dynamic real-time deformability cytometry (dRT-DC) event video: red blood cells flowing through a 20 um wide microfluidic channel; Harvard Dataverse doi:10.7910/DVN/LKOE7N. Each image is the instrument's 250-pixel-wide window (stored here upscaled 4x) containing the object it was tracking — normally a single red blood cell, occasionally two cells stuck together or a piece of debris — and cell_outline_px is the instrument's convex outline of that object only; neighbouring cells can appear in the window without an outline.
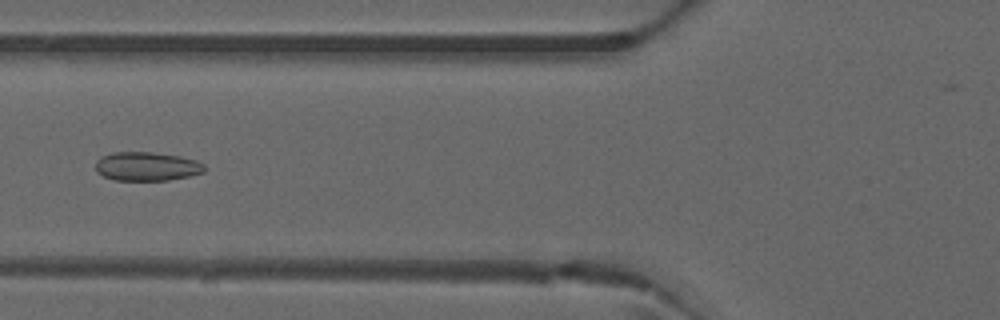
{"species": "common noctule bat (a hibernating species)", "species_latin": "Nyctalus noctula", "temperature_condition": "warm", "stored_images_in_passage": 27, "camera_frame_rate_fps": 3000, "um_per_image_px": 0.085, "animal": {"sex": "male", "forearm_length_mm": 52.5}, "frame": {"image": 1, "passage_image": 17, "time_ms": 5.333, "image_size_px": [1000, 320], "cell_outline_px": [[204, 172], [188, 176], [168, 180], [116, 180], [104, 176], [96, 172], [96, 160], [100, 156], [112, 152], [152, 152], [180, 156], [196, 160], [204, 164]], "centroid_in_image_um": [12.45, 14.13], "position_along_channel_um": 113.3, "area_um2": 18.32}}
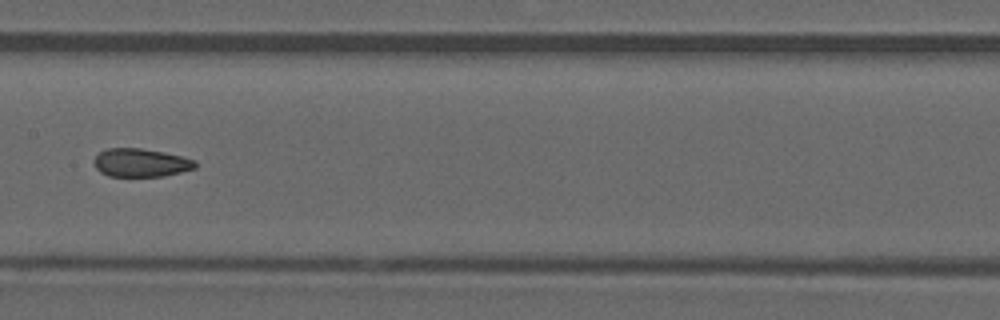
{"frame": {"image": 2, "passage_image": 23, "time_ms": 7.333, "image_size_px": [1000, 320], "cell_outline_px": [[196, 168], [164, 176], [108, 176], [100, 172], [96, 168], [92, 160], [100, 152], [108, 148], [140, 148], [164, 152], [196, 160]], "centroid_in_image_um": [11.95, 13.83], "position_along_channel_um": 195.4, "area_um2": 16.7}}
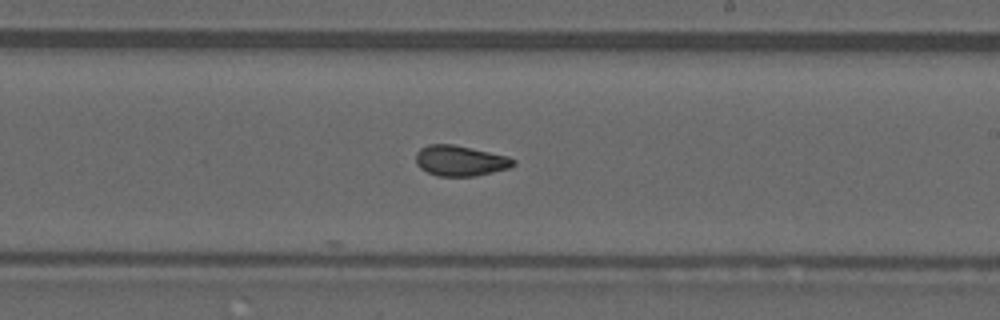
{"frame": {"image": 3, "passage_image": 27, "time_ms": 8.667, "image_size_px": [1000, 320], "cell_outline_px": [[516, 164], [508, 168], [476, 176], [440, 176], [428, 172], [420, 168], [416, 164], [416, 152], [420, 148], [428, 144], [452, 144], [508, 156], [516, 160]], "centroid_in_image_um": [39.11, 13.66], "position_along_channel_um": 249.9, "area_um2": 17.28}}